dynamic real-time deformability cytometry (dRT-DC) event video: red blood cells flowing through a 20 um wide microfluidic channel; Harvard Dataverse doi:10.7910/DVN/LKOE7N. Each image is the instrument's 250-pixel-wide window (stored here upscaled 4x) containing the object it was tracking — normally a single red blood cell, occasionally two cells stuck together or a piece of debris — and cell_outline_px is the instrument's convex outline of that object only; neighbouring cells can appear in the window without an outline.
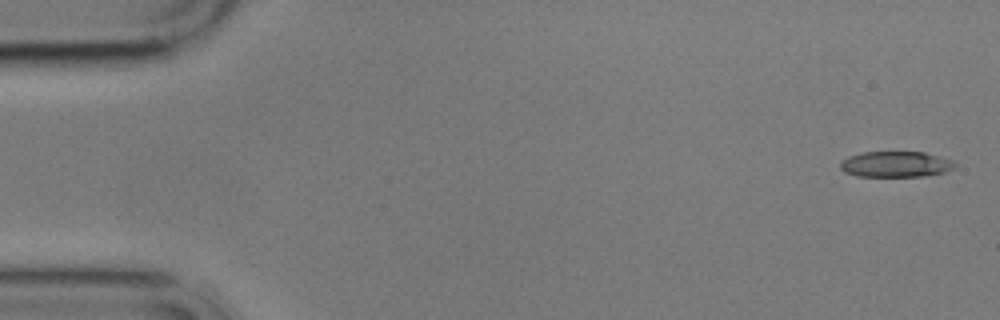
{"species": "common noctule bat (a hibernating species)", "species_latin": "Nyctalus noctula", "temperature_condition": "cold", "stored_images_in_passage": 4, "camera_frame_rate_fps": 3000, "um_per_image_px": 0.085, "animal": {"sex": "male", "body_mass_g": 17.9}, "frame": {"image": 1, "passage_image": 1, "time_ms": 0.0, "image_size_px": [1000, 320], "cell_outline_px": [[956, 164], [952, 168], [944, 172], [924, 176], [856, 176], [844, 172], [840, 168], [840, 160], [848, 156], [864, 152], [924, 152], [940, 156], [952, 160]], "centroid_in_image_um": [76.1, 13.96], "position_along_channel_um": 8.9, "area_um2": 17.22}}
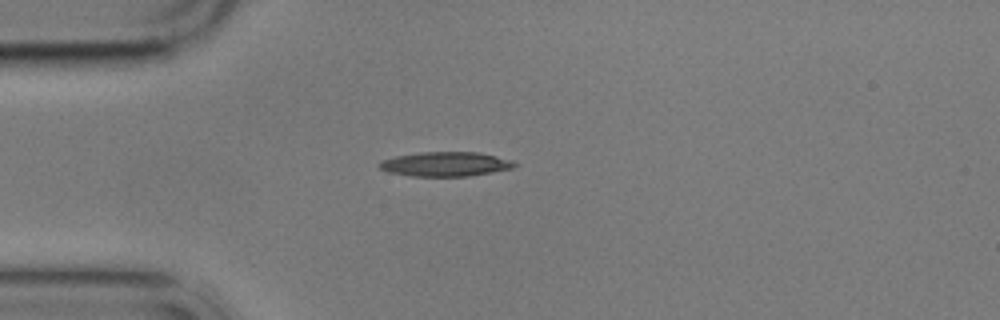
{"frame": {"image": 2, "passage_image": 4, "time_ms": 4.333, "image_size_px": [1000, 320], "cell_outline_px": [[520, 164], [512, 168], [468, 176], [412, 176], [388, 172], [380, 168], [376, 164], [380, 160], [396, 156], [420, 152], [480, 152], [512, 160]], "centroid_in_image_um": [37.85, 13.94], "position_along_channel_um": 47.2, "area_um2": 19.31}}